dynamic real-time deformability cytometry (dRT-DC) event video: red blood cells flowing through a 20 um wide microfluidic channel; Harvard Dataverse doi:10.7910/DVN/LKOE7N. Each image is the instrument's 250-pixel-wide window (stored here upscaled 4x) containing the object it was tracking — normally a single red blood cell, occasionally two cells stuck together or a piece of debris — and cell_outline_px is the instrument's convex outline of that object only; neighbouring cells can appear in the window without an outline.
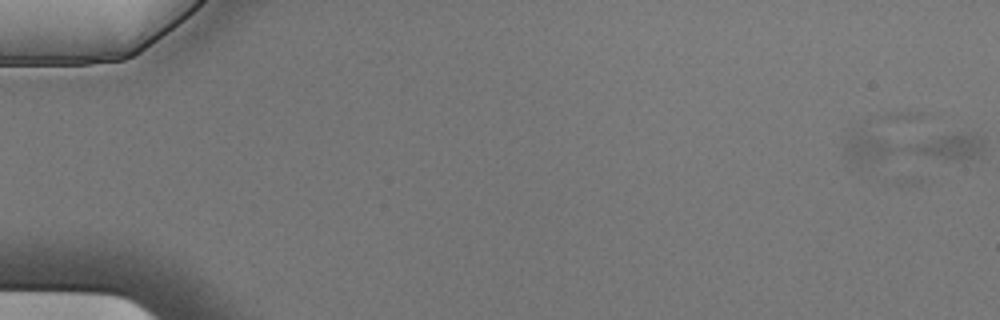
{"species": "Egyptian fruit bat (a non-hibernating species)", "species_latin": "Rousettus aegyptiacus", "temperature_condition": "cold", "stored_images_in_passage": 3, "camera_frame_rate_fps": 3000, "um_per_image_px": 0.085, "animal": {"sex": "male"}, "frame": {"image": 1, "passage_image": 3, "time_ms": 0.667, "image_size_px": [1000, 320], "cell_outline_px": [[984, 152], [980, 156], [960, 160], [952, 160], [916, 152], [908, 148], [916, 144], [936, 136], [956, 132], [976, 132], [984, 136]], "centroid_in_image_um": [80.99, 12.41], "position_along_channel_um": 4.0, "area_um2": 10.92}}